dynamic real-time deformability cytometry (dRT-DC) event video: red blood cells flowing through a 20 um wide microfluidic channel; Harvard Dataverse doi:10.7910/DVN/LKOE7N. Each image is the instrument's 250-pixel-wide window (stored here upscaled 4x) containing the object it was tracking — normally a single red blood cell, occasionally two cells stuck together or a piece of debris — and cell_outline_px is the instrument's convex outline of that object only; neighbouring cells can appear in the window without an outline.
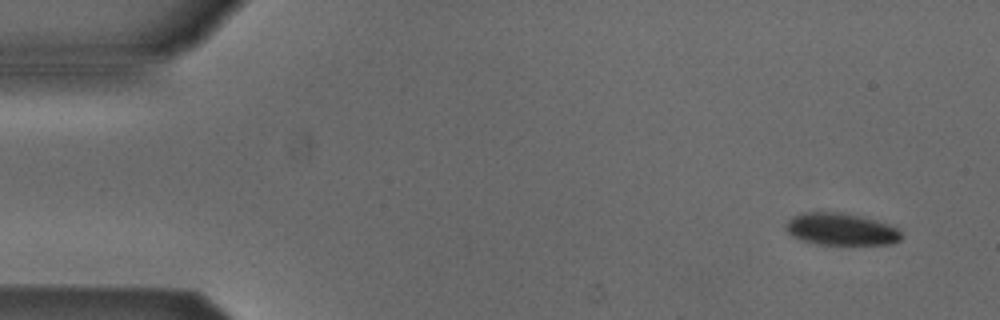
{"species": "Egyptian fruit bat (a non-hibernating species)", "species_latin": "Rousettus aegyptiacus", "temperature_condition": "cold", "stored_images_in_passage": 5, "camera_frame_rate_fps": 3000, "um_per_image_px": 0.085, "animal": {"sex": "male"}, "frame": {"image": 1, "passage_image": 1, "time_ms": 0.0, "image_size_px": [1000, 320], "cell_outline_px": [[900, 240], [892, 244], [812, 244], [800, 240], [792, 236], [784, 228], [788, 220], [792, 216], [804, 212], [840, 212], [860, 216], [876, 220], [888, 224], [896, 228], [900, 232]], "centroid_in_image_um": [71.43, 19.48], "position_along_channel_um": 13.6, "area_um2": 21.62}}